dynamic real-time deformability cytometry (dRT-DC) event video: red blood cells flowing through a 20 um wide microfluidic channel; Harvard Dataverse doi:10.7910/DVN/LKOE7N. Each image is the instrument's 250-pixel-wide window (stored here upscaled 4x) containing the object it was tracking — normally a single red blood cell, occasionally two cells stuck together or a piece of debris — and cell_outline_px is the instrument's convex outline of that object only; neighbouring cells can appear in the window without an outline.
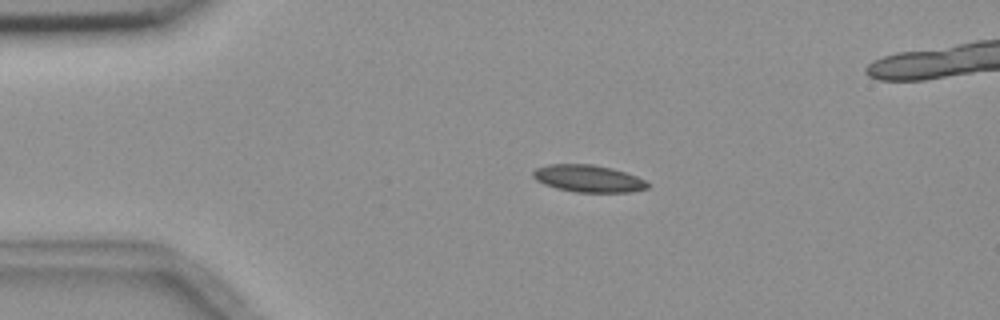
{"species": "common noctule bat (a hibernating species)", "species_latin": "Nyctalus noctula", "temperature_condition": "room temperature", "stored_images_in_passage": 4, "camera_frame_rate_fps": 3000, "um_per_image_px": 0.085, "animal": {"sex": "female", "body_mass_g": 18.4}, "frame": {"image": 1, "passage_image": 3, "time_ms": 3.0, "image_size_px": [1000, 320], "cell_outline_px": [[652, 184], [648, 188], [632, 192], [576, 192], [556, 188], [544, 184], [536, 180], [532, 176], [532, 172], [536, 168], [548, 164], [592, 164], [612, 168], [636, 176]], "centroid_in_image_um": [50.01, 15.18], "position_along_channel_um": 35.0, "area_um2": 18.21}}